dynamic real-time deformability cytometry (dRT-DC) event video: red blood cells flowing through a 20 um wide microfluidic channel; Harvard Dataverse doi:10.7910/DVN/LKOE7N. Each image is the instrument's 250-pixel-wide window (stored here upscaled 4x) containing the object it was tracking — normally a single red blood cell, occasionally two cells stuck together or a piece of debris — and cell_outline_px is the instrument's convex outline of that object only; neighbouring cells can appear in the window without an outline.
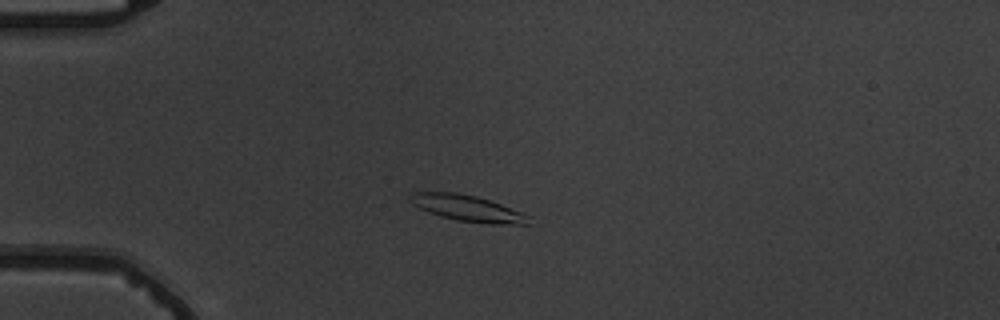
{"species": "common noctule bat (a hibernating species)", "species_latin": "Nyctalus noctula", "temperature_condition": "warm", "stored_images_in_passage": 7, "camera_frame_rate_fps": 3000, "um_per_image_px": 0.085, "animal": {"sex": "male", "body_mass_g": 19.5, "forearm_length_mm": 54.6}, "frame": {"image": 1, "passage_image": 3, "time_ms": 2.333, "image_size_px": [1000, 320], "cell_outline_px": [[532, 216], [528, 224], [488, 224], [456, 220], [440, 216], [428, 212], [412, 204], [408, 200], [408, 196], [412, 192], [456, 192], [476, 196], [500, 204]], "centroid_in_image_um": [39.72, 17.7], "position_along_channel_um": 45.3, "area_um2": 18.15}}
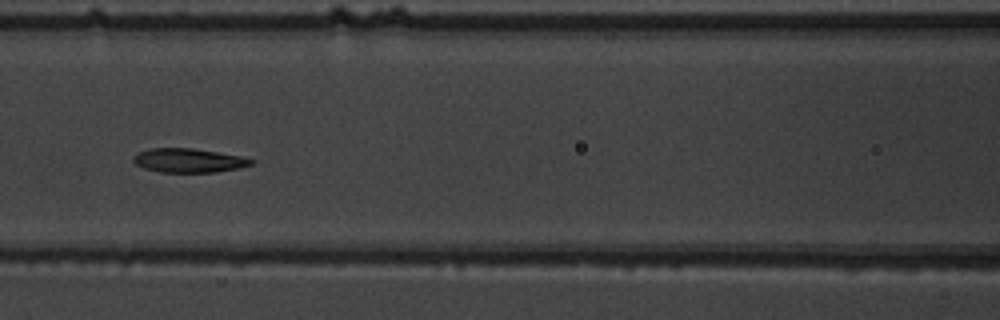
{"frame": {"image": 2, "passage_image": 6, "time_ms": 6.0, "image_size_px": [1000, 320], "cell_outline_px": [[256, 160], [252, 164], [240, 168], [216, 172], [160, 172], [144, 168], [136, 164], [132, 160], [132, 156], [140, 152], [152, 148], [192, 148], [240, 156]], "centroid_in_image_um": [16.04, 13.64], "position_along_channel_um": 150.6, "area_um2": 16.42}}
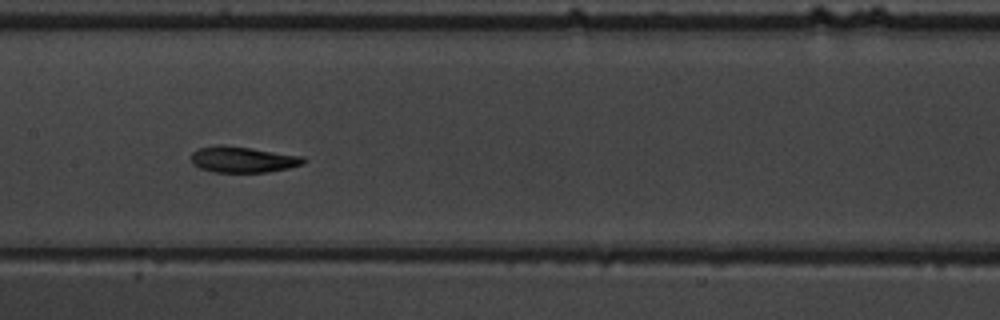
{"frame": {"image": 3, "passage_image": 7, "time_ms": 7.0, "image_size_px": [1000, 320], "cell_outline_px": [[304, 164], [288, 168], [268, 172], [212, 172], [200, 168], [192, 164], [192, 152], [200, 148], [220, 144], [252, 148], [304, 156]], "centroid_in_image_um": [20.64, 13.56], "position_along_channel_um": 186.8, "area_um2": 17.05}}